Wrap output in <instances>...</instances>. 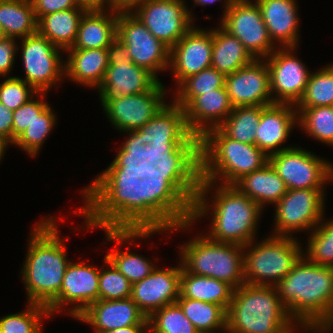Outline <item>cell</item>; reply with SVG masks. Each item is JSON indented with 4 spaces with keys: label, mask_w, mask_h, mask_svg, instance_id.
<instances>
[{
    "label": "cell",
    "mask_w": 333,
    "mask_h": 333,
    "mask_svg": "<svg viewBox=\"0 0 333 333\" xmlns=\"http://www.w3.org/2000/svg\"><path fill=\"white\" fill-rule=\"evenodd\" d=\"M298 327L275 286L245 283L234 289L226 315L228 333H295Z\"/></svg>",
    "instance_id": "cell-6"
},
{
    "label": "cell",
    "mask_w": 333,
    "mask_h": 333,
    "mask_svg": "<svg viewBox=\"0 0 333 333\" xmlns=\"http://www.w3.org/2000/svg\"><path fill=\"white\" fill-rule=\"evenodd\" d=\"M297 237L269 235L243 246L244 282L276 286L303 256Z\"/></svg>",
    "instance_id": "cell-10"
},
{
    "label": "cell",
    "mask_w": 333,
    "mask_h": 333,
    "mask_svg": "<svg viewBox=\"0 0 333 333\" xmlns=\"http://www.w3.org/2000/svg\"><path fill=\"white\" fill-rule=\"evenodd\" d=\"M330 64L310 73L305 92L295 107L333 106V63Z\"/></svg>",
    "instance_id": "cell-42"
},
{
    "label": "cell",
    "mask_w": 333,
    "mask_h": 333,
    "mask_svg": "<svg viewBox=\"0 0 333 333\" xmlns=\"http://www.w3.org/2000/svg\"><path fill=\"white\" fill-rule=\"evenodd\" d=\"M160 82L154 89L134 95L100 98L106 117L120 132L139 130L166 104L168 90Z\"/></svg>",
    "instance_id": "cell-17"
},
{
    "label": "cell",
    "mask_w": 333,
    "mask_h": 333,
    "mask_svg": "<svg viewBox=\"0 0 333 333\" xmlns=\"http://www.w3.org/2000/svg\"><path fill=\"white\" fill-rule=\"evenodd\" d=\"M46 94L47 92H37L26 103L13 111V143L31 125L36 116L49 105L44 99Z\"/></svg>",
    "instance_id": "cell-47"
},
{
    "label": "cell",
    "mask_w": 333,
    "mask_h": 333,
    "mask_svg": "<svg viewBox=\"0 0 333 333\" xmlns=\"http://www.w3.org/2000/svg\"><path fill=\"white\" fill-rule=\"evenodd\" d=\"M182 145H178L176 148H159L153 147L152 145H146V164L145 171L155 161H159L163 157H171Z\"/></svg>",
    "instance_id": "cell-52"
},
{
    "label": "cell",
    "mask_w": 333,
    "mask_h": 333,
    "mask_svg": "<svg viewBox=\"0 0 333 333\" xmlns=\"http://www.w3.org/2000/svg\"><path fill=\"white\" fill-rule=\"evenodd\" d=\"M33 6L37 20L42 16L77 8L81 5L79 0H30Z\"/></svg>",
    "instance_id": "cell-48"
},
{
    "label": "cell",
    "mask_w": 333,
    "mask_h": 333,
    "mask_svg": "<svg viewBox=\"0 0 333 333\" xmlns=\"http://www.w3.org/2000/svg\"><path fill=\"white\" fill-rule=\"evenodd\" d=\"M213 47L211 67L228 75L251 64L255 59L234 36L220 25L212 29Z\"/></svg>",
    "instance_id": "cell-34"
},
{
    "label": "cell",
    "mask_w": 333,
    "mask_h": 333,
    "mask_svg": "<svg viewBox=\"0 0 333 333\" xmlns=\"http://www.w3.org/2000/svg\"><path fill=\"white\" fill-rule=\"evenodd\" d=\"M184 0H147L131 12L170 49L194 26Z\"/></svg>",
    "instance_id": "cell-15"
},
{
    "label": "cell",
    "mask_w": 333,
    "mask_h": 333,
    "mask_svg": "<svg viewBox=\"0 0 333 333\" xmlns=\"http://www.w3.org/2000/svg\"><path fill=\"white\" fill-rule=\"evenodd\" d=\"M55 111L48 105L26 128L13 145L24 150L27 155L35 157L42 149L45 139L51 134L57 122Z\"/></svg>",
    "instance_id": "cell-41"
},
{
    "label": "cell",
    "mask_w": 333,
    "mask_h": 333,
    "mask_svg": "<svg viewBox=\"0 0 333 333\" xmlns=\"http://www.w3.org/2000/svg\"><path fill=\"white\" fill-rule=\"evenodd\" d=\"M5 78L0 83V102L10 110H17L37 93L31 85L18 76Z\"/></svg>",
    "instance_id": "cell-46"
},
{
    "label": "cell",
    "mask_w": 333,
    "mask_h": 333,
    "mask_svg": "<svg viewBox=\"0 0 333 333\" xmlns=\"http://www.w3.org/2000/svg\"><path fill=\"white\" fill-rule=\"evenodd\" d=\"M233 186L255 201L262 209L275 205L288 191L285 182L268 162L261 169L244 175Z\"/></svg>",
    "instance_id": "cell-31"
},
{
    "label": "cell",
    "mask_w": 333,
    "mask_h": 333,
    "mask_svg": "<svg viewBox=\"0 0 333 333\" xmlns=\"http://www.w3.org/2000/svg\"><path fill=\"white\" fill-rule=\"evenodd\" d=\"M234 288L212 277L195 275L181 268L180 296L222 306L226 311L232 301Z\"/></svg>",
    "instance_id": "cell-33"
},
{
    "label": "cell",
    "mask_w": 333,
    "mask_h": 333,
    "mask_svg": "<svg viewBox=\"0 0 333 333\" xmlns=\"http://www.w3.org/2000/svg\"><path fill=\"white\" fill-rule=\"evenodd\" d=\"M296 50L297 47H279L264 59L270 71L273 104L296 106L305 92L311 71L297 58L293 52Z\"/></svg>",
    "instance_id": "cell-18"
},
{
    "label": "cell",
    "mask_w": 333,
    "mask_h": 333,
    "mask_svg": "<svg viewBox=\"0 0 333 333\" xmlns=\"http://www.w3.org/2000/svg\"><path fill=\"white\" fill-rule=\"evenodd\" d=\"M9 145L12 144L4 137L0 136V161H2L1 159H3L6 149L9 147Z\"/></svg>",
    "instance_id": "cell-57"
},
{
    "label": "cell",
    "mask_w": 333,
    "mask_h": 333,
    "mask_svg": "<svg viewBox=\"0 0 333 333\" xmlns=\"http://www.w3.org/2000/svg\"><path fill=\"white\" fill-rule=\"evenodd\" d=\"M219 331L220 330H218V332L215 331V332H198V333H219ZM223 332L224 333H228V330L227 329H223L222 332H220V333H223Z\"/></svg>",
    "instance_id": "cell-59"
},
{
    "label": "cell",
    "mask_w": 333,
    "mask_h": 333,
    "mask_svg": "<svg viewBox=\"0 0 333 333\" xmlns=\"http://www.w3.org/2000/svg\"><path fill=\"white\" fill-rule=\"evenodd\" d=\"M169 104L170 102L138 130L142 133L144 145L176 148L193 135L186 123L184 109L174 101Z\"/></svg>",
    "instance_id": "cell-24"
},
{
    "label": "cell",
    "mask_w": 333,
    "mask_h": 333,
    "mask_svg": "<svg viewBox=\"0 0 333 333\" xmlns=\"http://www.w3.org/2000/svg\"><path fill=\"white\" fill-rule=\"evenodd\" d=\"M301 131L317 141L333 146V106L296 107Z\"/></svg>",
    "instance_id": "cell-39"
},
{
    "label": "cell",
    "mask_w": 333,
    "mask_h": 333,
    "mask_svg": "<svg viewBox=\"0 0 333 333\" xmlns=\"http://www.w3.org/2000/svg\"><path fill=\"white\" fill-rule=\"evenodd\" d=\"M88 10L83 5L42 16L38 20V32L53 45L66 51L72 48L82 16Z\"/></svg>",
    "instance_id": "cell-32"
},
{
    "label": "cell",
    "mask_w": 333,
    "mask_h": 333,
    "mask_svg": "<svg viewBox=\"0 0 333 333\" xmlns=\"http://www.w3.org/2000/svg\"><path fill=\"white\" fill-rule=\"evenodd\" d=\"M21 40L17 50L21 48L26 83L37 92H49L52 86H57L65 78V68L62 49L53 45L39 32ZM21 47H20V46Z\"/></svg>",
    "instance_id": "cell-13"
},
{
    "label": "cell",
    "mask_w": 333,
    "mask_h": 333,
    "mask_svg": "<svg viewBox=\"0 0 333 333\" xmlns=\"http://www.w3.org/2000/svg\"><path fill=\"white\" fill-rule=\"evenodd\" d=\"M233 108L225 87L204 92L184 109L186 123L201 138L209 129L219 127Z\"/></svg>",
    "instance_id": "cell-28"
},
{
    "label": "cell",
    "mask_w": 333,
    "mask_h": 333,
    "mask_svg": "<svg viewBox=\"0 0 333 333\" xmlns=\"http://www.w3.org/2000/svg\"><path fill=\"white\" fill-rule=\"evenodd\" d=\"M181 268V263L166 269L156 267L146 278L132 284L130 298L147 318L160 308L176 303L180 296Z\"/></svg>",
    "instance_id": "cell-22"
},
{
    "label": "cell",
    "mask_w": 333,
    "mask_h": 333,
    "mask_svg": "<svg viewBox=\"0 0 333 333\" xmlns=\"http://www.w3.org/2000/svg\"><path fill=\"white\" fill-rule=\"evenodd\" d=\"M149 333H198L177 303L166 305L148 318Z\"/></svg>",
    "instance_id": "cell-44"
},
{
    "label": "cell",
    "mask_w": 333,
    "mask_h": 333,
    "mask_svg": "<svg viewBox=\"0 0 333 333\" xmlns=\"http://www.w3.org/2000/svg\"><path fill=\"white\" fill-rule=\"evenodd\" d=\"M78 215L84 218L85 228L102 229L106 235V241H115L116 247L106 254V258L134 284L146 278L157 267L149 259L137 253L120 250L117 246L135 242L138 238L146 239L156 233H168L167 226L157 216H119L111 212L80 208L76 210ZM118 247V248H117Z\"/></svg>",
    "instance_id": "cell-5"
},
{
    "label": "cell",
    "mask_w": 333,
    "mask_h": 333,
    "mask_svg": "<svg viewBox=\"0 0 333 333\" xmlns=\"http://www.w3.org/2000/svg\"><path fill=\"white\" fill-rule=\"evenodd\" d=\"M75 319L92 326L94 333L132 325H148V318L131 298L95 301Z\"/></svg>",
    "instance_id": "cell-23"
},
{
    "label": "cell",
    "mask_w": 333,
    "mask_h": 333,
    "mask_svg": "<svg viewBox=\"0 0 333 333\" xmlns=\"http://www.w3.org/2000/svg\"><path fill=\"white\" fill-rule=\"evenodd\" d=\"M0 24L10 38L23 39L38 32L30 0H0Z\"/></svg>",
    "instance_id": "cell-35"
},
{
    "label": "cell",
    "mask_w": 333,
    "mask_h": 333,
    "mask_svg": "<svg viewBox=\"0 0 333 333\" xmlns=\"http://www.w3.org/2000/svg\"><path fill=\"white\" fill-rule=\"evenodd\" d=\"M299 147L293 145L269 156L287 189H325L327 183H333V164Z\"/></svg>",
    "instance_id": "cell-11"
},
{
    "label": "cell",
    "mask_w": 333,
    "mask_h": 333,
    "mask_svg": "<svg viewBox=\"0 0 333 333\" xmlns=\"http://www.w3.org/2000/svg\"><path fill=\"white\" fill-rule=\"evenodd\" d=\"M299 329L327 333L333 329V267L309 262L304 256L275 286Z\"/></svg>",
    "instance_id": "cell-3"
},
{
    "label": "cell",
    "mask_w": 333,
    "mask_h": 333,
    "mask_svg": "<svg viewBox=\"0 0 333 333\" xmlns=\"http://www.w3.org/2000/svg\"><path fill=\"white\" fill-rule=\"evenodd\" d=\"M220 20L219 25L236 37L254 59H266L278 48L269 37L255 1L234 0Z\"/></svg>",
    "instance_id": "cell-14"
},
{
    "label": "cell",
    "mask_w": 333,
    "mask_h": 333,
    "mask_svg": "<svg viewBox=\"0 0 333 333\" xmlns=\"http://www.w3.org/2000/svg\"><path fill=\"white\" fill-rule=\"evenodd\" d=\"M201 181L234 185L244 175L261 169L269 157L256 145L228 137L219 127L200 138Z\"/></svg>",
    "instance_id": "cell-7"
},
{
    "label": "cell",
    "mask_w": 333,
    "mask_h": 333,
    "mask_svg": "<svg viewBox=\"0 0 333 333\" xmlns=\"http://www.w3.org/2000/svg\"><path fill=\"white\" fill-rule=\"evenodd\" d=\"M225 88L233 107L273 104L270 71L264 59H255L251 64L226 75Z\"/></svg>",
    "instance_id": "cell-21"
},
{
    "label": "cell",
    "mask_w": 333,
    "mask_h": 333,
    "mask_svg": "<svg viewBox=\"0 0 333 333\" xmlns=\"http://www.w3.org/2000/svg\"><path fill=\"white\" fill-rule=\"evenodd\" d=\"M201 181L200 137L192 135L171 157L153 164L106 210L119 216L182 213Z\"/></svg>",
    "instance_id": "cell-1"
},
{
    "label": "cell",
    "mask_w": 333,
    "mask_h": 333,
    "mask_svg": "<svg viewBox=\"0 0 333 333\" xmlns=\"http://www.w3.org/2000/svg\"><path fill=\"white\" fill-rule=\"evenodd\" d=\"M0 136L13 145V110L0 102Z\"/></svg>",
    "instance_id": "cell-50"
},
{
    "label": "cell",
    "mask_w": 333,
    "mask_h": 333,
    "mask_svg": "<svg viewBox=\"0 0 333 333\" xmlns=\"http://www.w3.org/2000/svg\"><path fill=\"white\" fill-rule=\"evenodd\" d=\"M64 63L65 78L90 88H99L108 68L107 48L68 49Z\"/></svg>",
    "instance_id": "cell-30"
},
{
    "label": "cell",
    "mask_w": 333,
    "mask_h": 333,
    "mask_svg": "<svg viewBox=\"0 0 333 333\" xmlns=\"http://www.w3.org/2000/svg\"><path fill=\"white\" fill-rule=\"evenodd\" d=\"M117 37L127 47L132 62L157 78L158 72L169 68L170 48L154 37L132 12L118 13Z\"/></svg>",
    "instance_id": "cell-16"
},
{
    "label": "cell",
    "mask_w": 333,
    "mask_h": 333,
    "mask_svg": "<svg viewBox=\"0 0 333 333\" xmlns=\"http://www.w3.org/2000/svg\"><path fill=\"white\" fill-rule=\"evenodd\" d=\"M176 303L198 332L226 329L227 311L222 306L189 298H178Z\"/></svg>",
    "instance_id": "cell-37"
},
{
    "label": "cell",
    "mask_w": 333,
    "mask_h": 333,
    "mask_svg": "<svg viewBox=\"0 0 333 333\" xmlns=\"http://www.w3.org/2000/svg\"><path fill=\"white\" fill-rule=\"evenodd\" d=\"M323 219L324 217L309 233L311 235L308 237L307 246L304 247L306 252L303 251V256L309 262L333 267V218L329 221Z\"/></svg>",
    "instance_id": "cell-40"
},
{
    "label": "cell",
    "mask_w": 333,
    "mask_h": 333,
    "mask_svg": "<svg viewBox=\"0 0 333 333\" xmlns=\"http://www.w3.org/2000/svg\"><path fill=\"white\" fill-rule=\"evenodd\" d=\"M145 1L147 0H111V9L118 12H131Z\"/></svg>",
    "instance_id": "cell-53"
},
{
    "label": "cell",
    "mask_w": 333,
    "mask_h": 333,
    "mask_svg": "<svg viewBox=\"0 0 333 333\" xmlns=\"http://www.w3.org/2000/svg\"><path fill=\"white\" fill-rule=\"evenodd\" d=\"M254 1L260 8L272 42L277 47H297L300 35L297 0Z\"/></svg>",
    "instance_id": "cell-27"
},
{
    "label": "cell",
    "mask_w": 333,
    "mask_h": 333,
    "mask_svg": "<svg viewBox=\"0 0 333 333\" xmlns=\"http://www.w3.org/2000/svg\"><path fill=\"white\" fill-rule=\"evenodd\" d=\"M129 137L118 148L109 167L81 191V208L106 211L144 172L146 145L138 130L124 131Z\"/></svg>",
    "instance_id": "cell-8"
},
{
    "label": "cell",
    "mask_w": 333,
    "mask_h": 333,
    "mask_svg": "<svg viewBox=\"0 0 333 333\" xmlns=\"http://www.w3.org/2000/svg\"><path fill=\"white\" fill-rule=\"evenodd\" d=\"M107 53L109 63H121L131 60L127 47L118 37L107 47Z\"/></svg>",
    "instance_id": "cell-51"
},
{
    "label": "cell",
    "mask_w": 333,
    "mask_h": 333,
    "mask_svg": "<svg viewBox=\"0 0 333 333\" xmlns=\"http://www.w3.org/2000/svg\"><path fill=\"white\" fill-rule=\"evenodd\" d=\"M99 274V300H120L131 297L132 284L106 258ZM107 266L106 268H104Z\"/></svg>",
    "instance_id": "cell-45"
},
{
    "label": "cell",
    "mask_w": 333,
    "mask_h": 333,
    "mask_svg": "<svg viewBox=\"0 0 333 333\" xmlns=\"http://www.w3.org/2000/svg\"><path fill=\"white\" fill-rule=\"evenodd\" d=\"M100 270L94 265L70 262L63 277L59 296L47 307L50 316L67 310V315L74 319L90 304L99 300ZM72 308H68L69 305ZM67 307H66V306ZM67 309H64V308ZM57 312V313H56Z\"/></svg>",
    "instance_id": "cell-19"
},
{
    "label": "cell",
    "mask_w": 333,
    "mask_h": 333,
    "mask_svg": "<svg viewBox=\"0 0 333 333\" xmlns=\"http://www.w3.org/2000/svg\"><path fill=\"white\" fill-rule=\"evenodd\" d=\"M298 125L297 109L291 104H272L261 112L255 145L268 157L292 146L284 147L292 129ZM283 146V147H281Z\"/></svg>",
    "instance_id": "cell-25"
},
{
    "label": "cell",
    "mask_w": 333,
    "mask_h": 333,
    "mask_svg": "<svg viewBox=\"0 0 333 333\" xmlns=\"http://www.w3.org/2000/svg\"><path fill=\"white\" fill-rule=\"evenodd\" d=\"M5 38H7V35H6L5 31H4L3 26L0 24V41L4 40Z\"/></svg>",
    "instance_id": "cell-58"
},
{
    "label": "cell",
    "mask_w": 333,
    "mask_h": 333,
    "mask_svg": "<svg viewBox=\"0 0 333 333\" xmlns=\"http://www.w3.org/2000/svg\"><path fill=\"white\" fill-rule=\"evenodd\" d=\"M179 247L180 263L189 273L227 282L234 289L244 282L243 246L197 235Z\"/></svg>",
    "instance_id": "cell-9"
},
{
    "label": "cell",
    "mask_w": 333,
    "mask_h": 333,
    "mask_svg": "<svg viewBox=\"0 0 333 333\" xmlns=\"http://www.w3.org/2000/svg\"><path fill=\"white\" fill-rule=\"evenodd\" d=\"M212 29L195 25L170 49V68L178 87L186 78L211 67Z\"/></svg>",
    "instance_id": "cell-20"
},
{
    "label": "cell",
    "mask_w": 333,
    "mask_h": 333,
    "mask_svg": "<svg viewBox=\"0 0 333 333\" xmlns=\"http://www.w3.org/2000/svg\"><path fill=\"white\" fill-rule=\"evenodd\" d=\"M152 72L137 66L132 60L109 63L98 88L100 98L134 95L154 89L159 83Z\"/></svg>",
    "instance_id": "cell-26"
},
{
    "label": "cell",
    "mask_w": 333,
    "mask_h": 333,
    "mask_svg": "<svg viewBox=\"0 0 333 333\" xmlns=\"http://www.w3.org/2000/svg\"><path fill=\"white\" fill-rule=\"evenodd\" d=\"M79 2L88 9L111 8V0H79Z\"/></svg>",
    "instance_id": "cell-54"
},
{
    "label": "cell",
    "mask_w": 333,
    "mask_h": 333,
    "mask_svg": "<svg viewBox=\"0 0 333 333\" xmlns=\"http://www.w3.org/2000/svg\"><path fill=\"white\" fill-rule=\"evenodd\" d=\"M118 13L111 8L88 9L79 23L76 41L69 49L107 48L117 38Z\"/></svg>",
    "instance_id": "cell-29"
},
{
    "label": "cell",
    "mask_w": 333,
    "mask_h": 333,
    "mask_svg": "<svg viewBox=\"0 0 333 333\" xmlns=\"http://www.w3.org/2000/svg\"><path fill=\"white\" fill-rule=\"evenodd\" d=\"M226 75L213 67L186 78L175 90L173 101L185 109L197 96L204 92L225 87Z\"/></svg>",
    "instance_id": "cell-38"
},
{
    "label": "cell",
    "mask_w": 333,
    "mask_h": 333,
    "mask_svg": "<svg viewBox=\"0 0 333 333\" xmlns=\"http://www.w3.org/2000/svg\"><path fill=\"white\" fill-rule=\"evenodd\" d=\"M323 190H288L275 204V223L271 235L293 237L297 231H312L325 214L326 194Z\"/></svg>",
    "instance_id": "cell-12"
},
{
    "label": "cell",
    "mask_w": 333,
    "mask_h": 333,
    "mask_svg": "<svg viewBox=\"0 0 333 333\" xmlns=\"http://www.w3.org/2000/svg\"><path fill=\"white\" fill-rule=\"evenodd\" d=\"M218 185L200 181L195 200L182 213H165L157 217L170 232L186 231L196 220L212 213L211 227L205 234L209 239L242 246L249 244L256 237L263 209L235 186ZM210 190L214 191L209 200L212 204L208 201Z\"/></svg>",
    "instance_id": "cell-2"
},
{
    "label": "cell",
    "mask_w": 333,
    "mask_h": 333,
    "mask_svg": "<svg viewBox=\"0 0 333 333\" xmlns=\"http://www.w3.org/2000/svg\"><path fill=\"white\" fill-rule=\"evenodd\" d=\"M102 333H149L148 325H132L125 328H118Z\"/></svg>",
    "instance_id": "cell-55"
},
{
    "label": "cell",
    "mask_w": 333,
    "mask_h": 333,
    "mask_svg": "<svg viewBox=\"0 0 333 333\" xmlns=\"http://www.w3.org/2000/svg\"><path fill=\"white\" fill-rule=\"evenodd\" d=\"M42 218L32 228L20 274L26 288L27 303L48 307L59 296L70 263L64 245L69 236L66 239L60 236L54 216Z\"/></svg>",
    "instance_id": "cell-4"
},
{
    "label": "cell",
    "mask_w": 333,
    "mask_h": 333,
    "mask_svg": "<svg viewBox=\"0 0 333 333\" xmlns=\"http://www.w3.org/2000/svg\"><path fill=\"white\" fill-rule=\"evenodd\" d=\"M267 106L234 107L219 128L230 138L244 144L255 145L256 130L261 120V112Z\"/></svg>",
    "instance_id": "cell-36"
},
{
    "label": "cell",
    "mask_w": 333,
    "mask_h": 333,
    "mask_svg": "<svg viewBox=\"0 0 333 333\" xmlns=\"http://www.w3.org/2000/svg\"><path fill=\"white\" fill-rule=\"evenodd\" d=\"M46 306L28 303V307L19 313L0 318V329L5 333H43V318H50Z\"/></svg>",
    "instance_id": "cell-43"
},
{
    "label": "cell",
    "mask_w": 333,
    "mask_h": 333,
    "mask_svg": "<svg viewBox=\"0 0 333 333\" xmlns=\"http://www.w3.org/2000/svg\"><path fill=\"white\" fill-rule=\"evenodd\" d=\"M220 0H194V6L195 7L196 5H200V6H207V4H212V3H215V2H218ZM234 0H224L225 4L223 5L224 6V12H223V15L222 17L224 16V13L226 12V10L230 7L231 3L233 2Z\"/></svg>",
    "instance_id": "cell-56"
},
{
    "label": "cell",
    "mask_w": 333,
    "mask_h": 333,
    "mask_svg": "<svg viewBox=\"0 0 333 333\" xmlns=\"http://www.w3.org/2000/svg\"><path fill=\"white\" fill-rule=\"evenodd\" d=\"M17 41V42H16ZM18 40L15 38L7 37L4 40L0 41V76L6 77L9 76L11 70L13 69V65L15 63V57Z\"/></svg>",
    "instance_id": "cell-49"
}]
</instances>
